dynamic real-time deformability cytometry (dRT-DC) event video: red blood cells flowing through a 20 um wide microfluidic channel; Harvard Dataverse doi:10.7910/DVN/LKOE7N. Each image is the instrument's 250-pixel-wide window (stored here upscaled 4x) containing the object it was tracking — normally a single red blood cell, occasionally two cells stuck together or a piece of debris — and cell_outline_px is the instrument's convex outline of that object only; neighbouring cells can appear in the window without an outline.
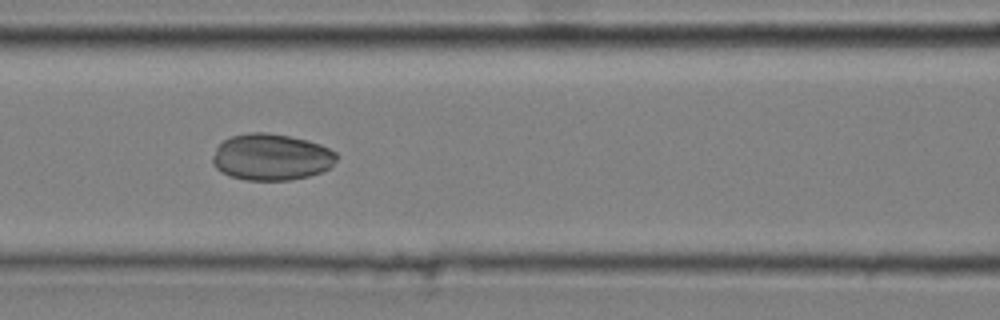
{"species": "common noctule bat (a hibernating species)", "species_latin": "Nyctalus noctula", "temperature_condition": "cold", "stored_images_in_passage": 47, "camera_frame_rate_fps": 3000, "um_per_image_px": 0.085, "animal": {"sex": "male", "body_mass_g": 20.4}, "frame": {"image": 1, "passage_image": 23, "time_ms": 7.333, "image_size_px": [1000, 320], "cell_outline_px": [[340, 156], [328, 168], [320, 172], [308, 176], [288, 180], [248, 180], [232, 176], [220, 172], [212, 164], [212, 156], [216, 148], [224, 140], [232, 136], [252, 132], [264, 132], [288, 136], [308, 140], [320, 144], [336, 152]], "centroid_in_image_um": [23.06, 13.35], "position_along_channel_um": 143.5, "area_um2": 33.52}}
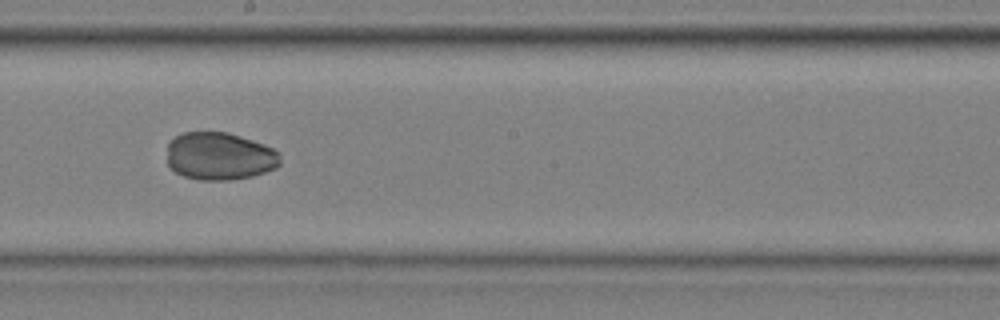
{"frame": {"image": 2, "passage_image": 30, "time_ms": 9.667, "image_size_px": [1000, 320], "cell_outline_px": [[280, 164], [276, 168], [252, 176], [228, 180], [200, 180], [184, 176], [176, 172], [168, 164], [168, 144], [176, 136], [184, 132], [228, 132], [264, 144], [280, 152]], "centroid_in_image_um": [18.68, 13.27], "position_along_channel_um": 229.5, "area_um2": 31.44}}
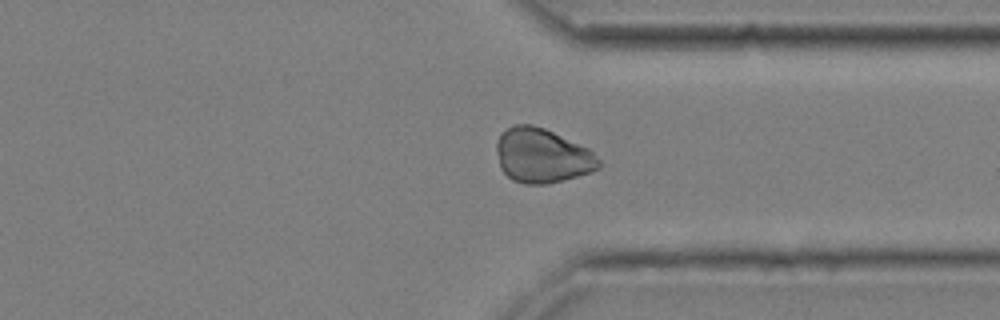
{"frame": {"image": 3, "passage_image": 41, "time_ms": 13.333, "image_size_px": [1000, 320], "cell_outline_px": [[604, 164], [600, 168], [592, 172], [548, 184], [524, 184], [512, 180], [500, 168], [496, 148], [496, 140], [500, 132], [512, 124], [532, 124], [544, 128], [588, 148]], "centroid_in_image_um": [46.07, 13.23], "position_along_channel_um": 365.3, "area_um2": 32.77}}